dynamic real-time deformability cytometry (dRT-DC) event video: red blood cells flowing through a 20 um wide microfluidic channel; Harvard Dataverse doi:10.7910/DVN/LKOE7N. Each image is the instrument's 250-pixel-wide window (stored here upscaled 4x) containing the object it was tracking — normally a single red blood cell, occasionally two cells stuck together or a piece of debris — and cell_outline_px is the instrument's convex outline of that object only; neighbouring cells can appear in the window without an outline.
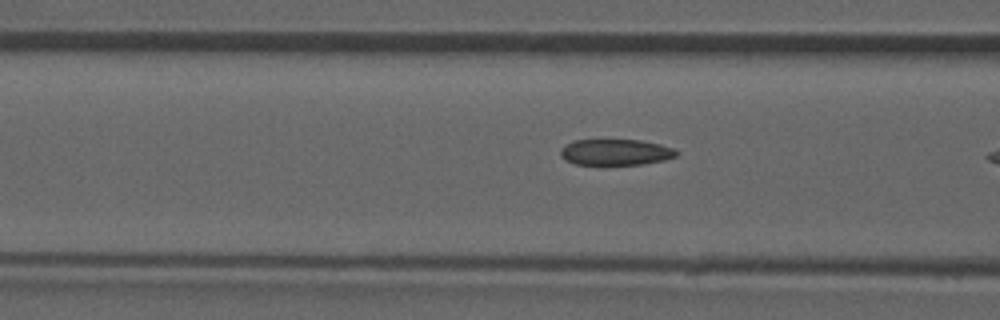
{"species": "common noctule bat (a hibernating species)", "species_latin": "Nyctalus noctula", "temperature_condition": "room temperature", "stored_images_in_passage": 18, "camera_frame_rate_fps": 3000, "um_per_image_px": 0.085, "animal": {"sex": "male", "forearm_length_mm": 52.5}, "frame": {"image": 1, "passage_image": 16, "time_ms": 5.0, "image_size_px": [1000, 320], "cell_outline_px": [[680, 152], [676, 156], [664, 160], [640, 164], [576, 164], [564, 160], [560, 156], [560, 148], [572, 140], [640, 140], [660, 144], [676, 148]], "centroid_in_image_um": [52.33, 12.92], "position_along_channel_um": 114.3, "area_um2": 17.69}}